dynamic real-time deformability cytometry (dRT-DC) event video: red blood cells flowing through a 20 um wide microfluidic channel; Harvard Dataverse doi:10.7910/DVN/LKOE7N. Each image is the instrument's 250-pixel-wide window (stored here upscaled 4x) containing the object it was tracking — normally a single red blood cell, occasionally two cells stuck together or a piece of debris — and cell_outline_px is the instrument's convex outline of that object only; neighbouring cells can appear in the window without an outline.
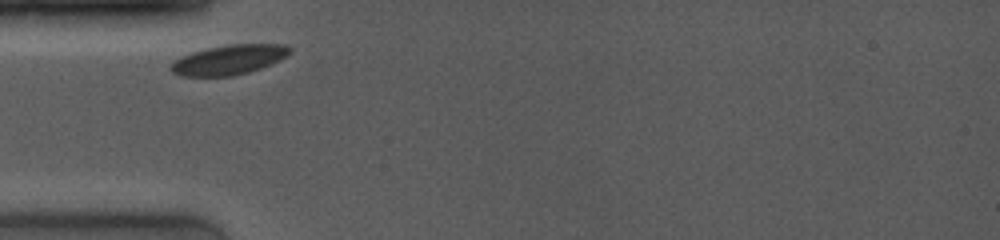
{"species": "common noctule bat (a hibernating species)", "species_latin": "Nyctalus noctula", "temperature_condition": "room temperature", "stored_images_in_passage": 2, "camera_frame_rate_fps": 4000, "um_per_image_px": 0.085, "animal": {"sex": "female", "body_mass_g": 19.0, "forearm_length_mm": 53.3}, "frame": {"image": 1, "passage_image": 1, "time_ms": 0.0, "image_size_px": [1000, 240], "cell_outline_px": [[292, 48], [284, 56], [260, 68], [248, 72], [232, 76], [180, 76], [172, 72], [168, 68], [180, 56], [192, 52], [208, 48], [232, 44], [284, 44]], "centroid_in_image_um": [19.38, 5.08], "position_along_channel_um": 65.6, "area_um2": 20.23}}